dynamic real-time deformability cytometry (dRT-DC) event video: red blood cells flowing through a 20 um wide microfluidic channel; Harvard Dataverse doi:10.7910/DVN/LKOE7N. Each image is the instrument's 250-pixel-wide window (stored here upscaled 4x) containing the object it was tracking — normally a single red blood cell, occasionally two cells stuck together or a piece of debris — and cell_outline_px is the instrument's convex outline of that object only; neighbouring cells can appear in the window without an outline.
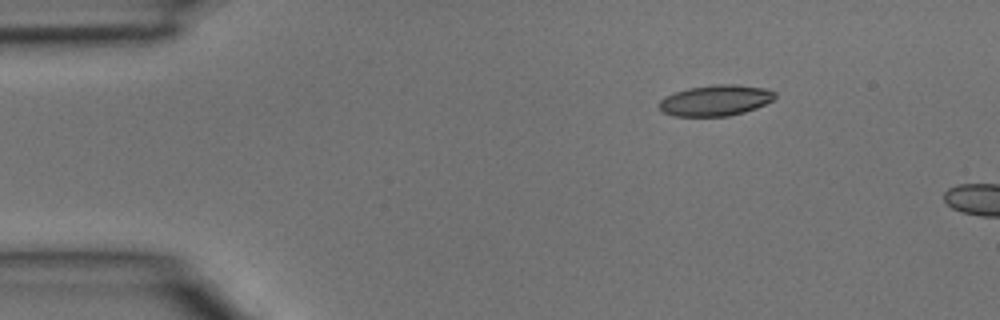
{"species": "common noctule bat (a hibernating species)", "species_latin": "Nyctalus noctula", "temperature_condition": "room temperature", "stored_images_in_passage": 3, "camera_frame_rate_fps": 3000, "um_per_image_px": 0.085, "animal": {"sex": "male", "body_mass_g": 15.6}, "frame": {"image": 1, "passage_image": 2, "time_ms": 0.333, "image_size_px": [1000, 320], "cell_outline_px": [[776, 96], [772, 100], [756, 108], [744, 112], [728, 116], [672, 116], [664, 112], [660, 108], [660, 100], [664, 96], [688, 88], [716, 84], [736, 84], [764, 88], [776, 92]], "centroid_in_image_um": [60.82, 8.53], "position_along_channel_um": 24.2, "area_um2": 20.75}}